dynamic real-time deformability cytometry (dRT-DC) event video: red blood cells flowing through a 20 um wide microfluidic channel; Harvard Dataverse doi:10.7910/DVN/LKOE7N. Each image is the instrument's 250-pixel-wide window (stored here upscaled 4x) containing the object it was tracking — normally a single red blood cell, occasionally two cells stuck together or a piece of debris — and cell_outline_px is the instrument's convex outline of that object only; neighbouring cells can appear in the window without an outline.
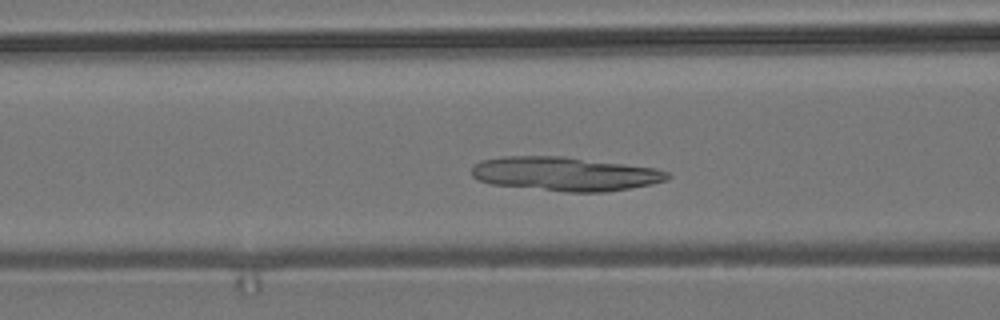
{"species": "common noctule bat (a hibernating species)", "species_latin": "Nyctalus noctula", "temperature_condition": "room temperature", "stored_images_in_passage": 50, "camera_frame_rate_fps": 3000, "um_per_image_px": 0.085, "animal": {"sex": "male", "body_mass_g": 19.2, "forearm_length_mm": 51.8}, "frame": {"image": 1, "passage_image": 17, "time_ms": 5.333, "image_size_px": [1000, 320], "cell_outline_px": [[672, 176], [668, 180], [652, 184], [608, 192], [564, 192], [492, 184], [476, 180], [472, 176], [472, 168], [480, 160], [504, 156], [564, 156], [656, 168], [668, 172]], "centroid_in_image_um": [48.04, 14.78], "position_along_channel_um": 118.6, "area_um2": 39.02}}
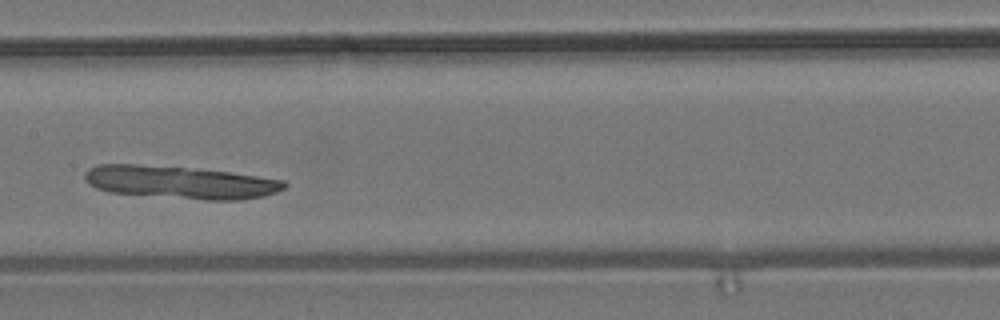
{"frame": {"image": 2, "passage_image": 23, "time_ms": 7.333, "image_size_px": [1000, 320], "cell_outline_px": [[288, 184], [284, 188], [276, 192], [264, 196], [240, 200], [204, 200], [108, 192], [96, 188], [88, 184], [84, 176], [84, 172], [88, 168], [96, 164], [136, 164], [184, 168], [228, 172], [284, 180]], "centroid_in_image_um": [15.28, 15.5], "position_along_channel_um": 192.1, "area_um2": 37.92}}
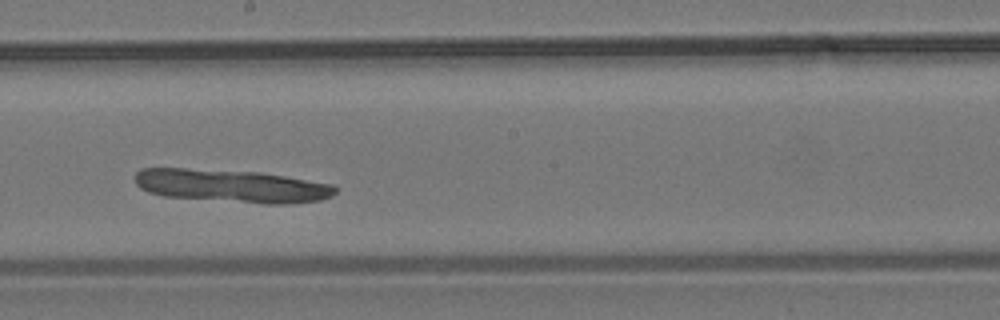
{"frame": {"image": 3, "passage_image": 26, "time_ms": 8.333, "image_size_px": [1000, 320], "cell_outline_px": [[340, 188], [332, 196], [320, 200], [292, 204], [268, 204], [164, 196], [148, 192], [140, 188], [136, 184], [136, 172], [140, 168], [188, 168], [260, 172], [332, 184]], "centroid_in_image_um": [19.71, 15.8], "position_along_channel_um": 228.5, "area_um2": 38.61}}